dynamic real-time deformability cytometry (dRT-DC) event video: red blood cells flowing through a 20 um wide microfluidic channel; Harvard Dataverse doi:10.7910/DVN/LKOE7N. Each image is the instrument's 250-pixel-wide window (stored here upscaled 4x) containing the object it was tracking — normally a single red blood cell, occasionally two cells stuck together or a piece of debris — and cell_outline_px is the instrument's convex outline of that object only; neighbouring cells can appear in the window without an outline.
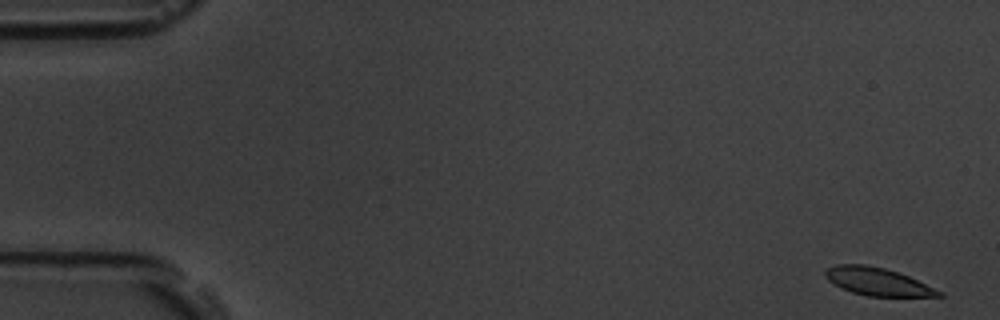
{"species": "common noctule bat (a hibernating species)", "species_latin": "Nyctalus noctula", "temperature_condition": "room temperature", "stored_images_in_passage": 54, "camera_frame_rate_fps": 3000, "um_per_image_px": 0.085, "animal": {"sex": "male", "body_mass_g": 19.5, "forearm_length_mm": 54.6}, "frame": {"image": 1, "passage_image": 1, "time_ms": 0.0, "image_size_px": [1000, 320], "cell_outline_px": [[944, 296], [868, 296], [852, 292], [840, 288], [828, 280], [824, 276], [824, 268], [836, 264], [864, 264], [884, 268], [908, 276], [944, 292]], "centroid_in_image_um": [74.54, 23.93], "position_along_channel_um": 10.5, "area_um2": 18.38}}
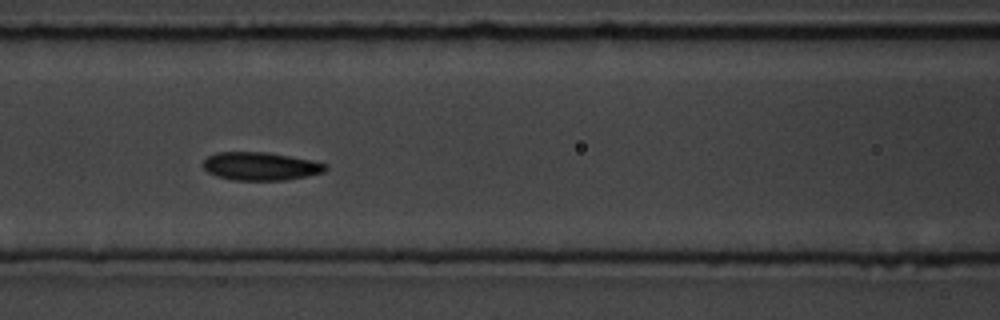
{"frame": {"image": 2, "passage_image": 23, "time_ms": 7.333, "image_size_px": [1000, 320], "cell_outline_px": [[328, 168], [324, 172], [308, 176], [284, 180], [232, 180], [216, 176], [208, 172], [204, 168], [204, 160], [208, 156], [216, 152], [264, 152], [312, 160], [328, 164]], "centroid_in_image_um": [22.16, 14.13], "position_along_channel_um": 144.4, "area_um2": 20.06}}
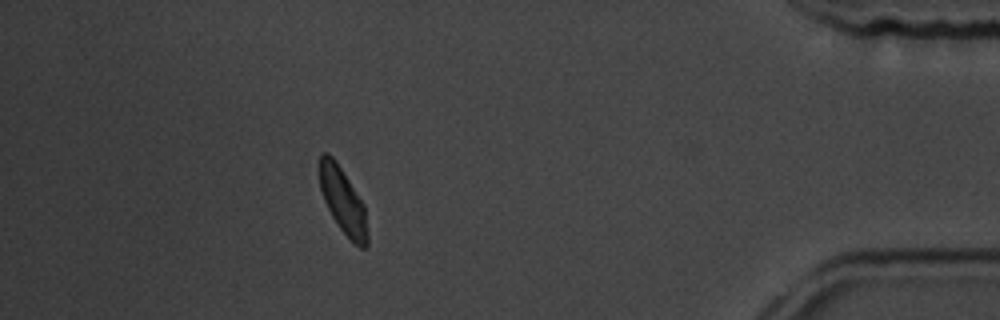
{"frame": {"image": 3, "passage_image": 48, "time_ms": 15.667, "image_size_px": [1000, 320], "cell_outline_px": [[368, 244], [364, 248], [360, 248], [352, 244], [340, 228], [332, 216], [324, 200], [320, 188], [320, 152], [328, 152], [336, 160], [364, 204], [368, 232]], "centroid_in_image_um": [29.17, 17.1], "position_along_channel_um": 406.0, "area_um2": 18.5}, "authors_computed_cell_mechanics": {"area_um2": 19.5653, "velocity_mm_per_s": 3.7297, "shape_relaxation_time_tau1_ms": 2.3933, "shape_relaxation_time_tau2_ms": 1.7413, "deformation_change_tau1": 0.1041, "deformation_change_tau2": 0.0637}}